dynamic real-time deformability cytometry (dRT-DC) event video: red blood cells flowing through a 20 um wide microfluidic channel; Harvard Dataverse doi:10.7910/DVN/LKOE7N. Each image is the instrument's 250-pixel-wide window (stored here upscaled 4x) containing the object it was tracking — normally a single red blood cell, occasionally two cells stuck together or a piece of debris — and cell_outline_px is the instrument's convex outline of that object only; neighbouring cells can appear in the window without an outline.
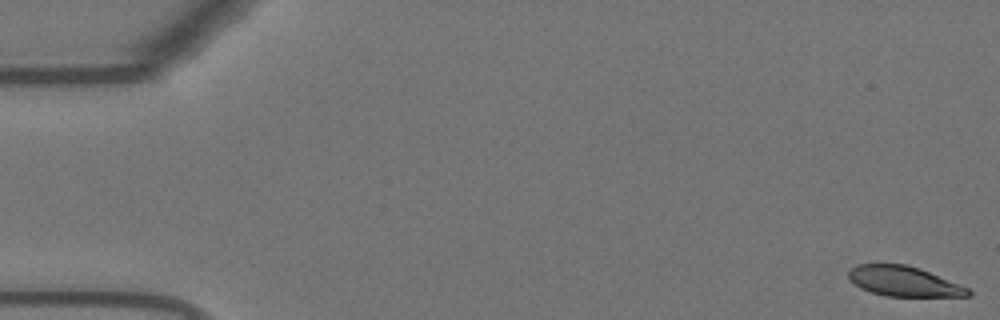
{"species": "Egyptian fruit bat (a non-hibernating species)", "species_latin": "Rousettus aegyptiacus", "temperature_condition": "warm", "stored_images_in_passage": 55, "camera_frame_rate_fps": 3000, "um_per_image_px": 0.085, "animal": {"sex": "female"}, "frame": {"image": 1, "passage_image": 1, "time_ms": 0.0, "image_size_px": [1000, 320], "cell_outline_px": [[972, 296], [884, 296], [860, 288], [848, 276], [848, 272], [856, 264], [904, 264], [920, 268], [968, 288], [972, 292]], "centroid_in_image_um": [76.83, 23.91], "position_along_channel_um": 8.2, "area_um2": 20.69}}
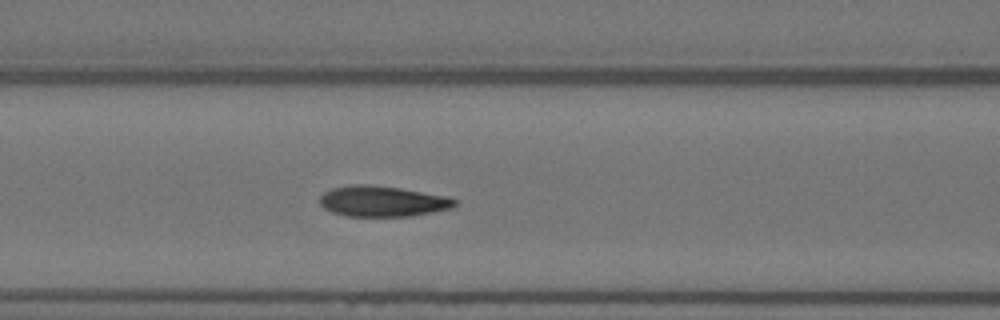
{"frame": {"image": 2, "passage_image": 23, "time_ms": 7.333, "image_size_px": [1000, 320], "cell_outline_px": [[456, 204], [452, 208], [412, 216], [348, 216], [332, 212], [324, 208], [320, 204], [320, 196], [324, 192], [332, 188], [352, 184], [368, 184], [400, 188], [448, 196], [456, 200]], "centroid_in_image_um": [32.5, 17.1], "position_along_channel_um": 134.1, "area_um2": 24.16}}
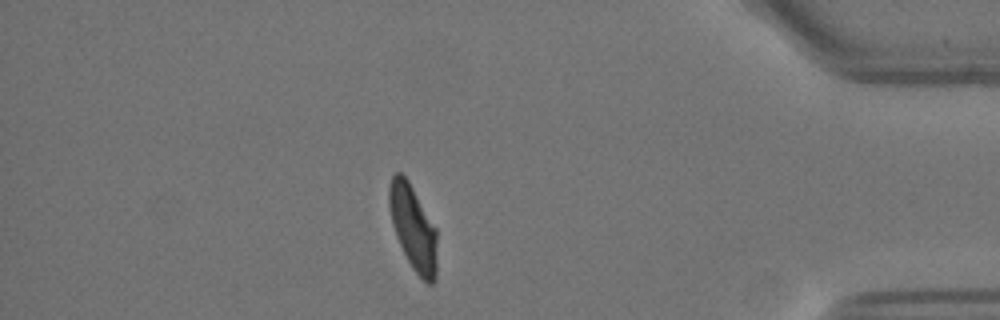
{"frame": {"image": 3, "passage_image": 48, "time_ms": 15.667, "image_size_px": [1000, 320], "cell_outline_px": [[436, 280], [432, 284], [428, 284], [412, 268], [396, 236], [392, 224], [388, 204], [388, 188], [392, 176], [396, 172], [400, 172], [408, 180], [436, 228]], "centroid_in_image_um": [35.1, 19.34], "position_along_channel_um": 400.1, "area_um2": 23.52}, "authors_computed_cell_mechanics": {"area_um2": 23.987, "velocity_mm_per_s": 3.6532, "shape_relaxation_time_tau1_ms": 4.373, "shape_relaxation_time_tau2_ms": 1.2892, "deformation_change_tau1": 0.1738, "deformation_change_tau2": 0.0629}}